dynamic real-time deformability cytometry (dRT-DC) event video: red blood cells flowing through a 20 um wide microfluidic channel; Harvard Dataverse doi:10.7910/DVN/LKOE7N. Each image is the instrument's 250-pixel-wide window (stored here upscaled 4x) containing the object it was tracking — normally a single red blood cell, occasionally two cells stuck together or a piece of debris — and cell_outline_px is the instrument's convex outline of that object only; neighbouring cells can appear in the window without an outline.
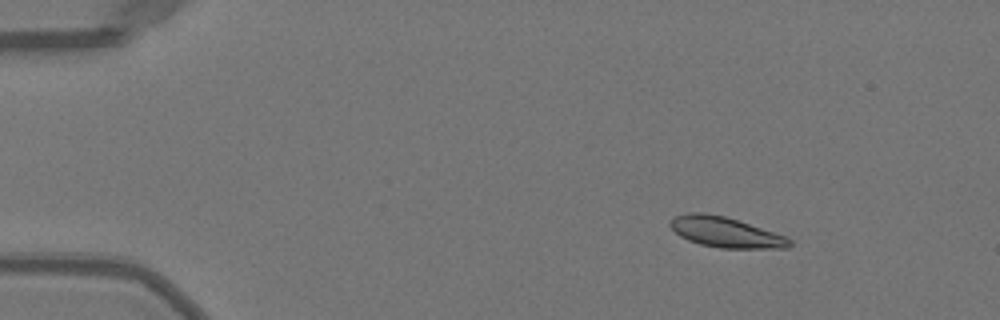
{"species": "Egyptian fruit bat (a non-hibernating species)", "species_latin": "Rousettus aegyptiacus", "temperature_condition": "warm", "stored_images_in_passage": 51, "camera_frame_rate_fps": 3000, "um_per_image_px": 0.085, "animal": {"sex": "female"}, "frame": {"image": 1, "passage_image": 7, "time_ms": 2.0, "image_size_px": [1000, 320], "cell_outline_px": [[792, 244], [788, 248], [720, 248], [700, 244], [688, 240], [680, 236], [668, 224], [668, 220], [672, 216], [688, 212], [704, 212], [724, 216], [784, 236], [792, 240]], "centroid_in_image_um": [61.59, 19.73], "position_along_channel_um": 23.4, "area_um2": 20.98}}
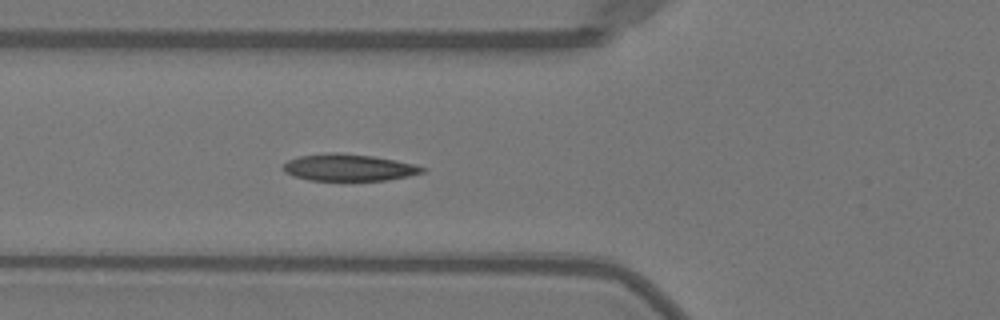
{"frame": {"image": 2, "passage_image": 19, "time_ms": 6.0, "image_size_px": [1000, 320], "cell_outline_px": [[428, 168], [424, 172], [408, 176], [388, 180], [308, 180], [292, 176], [284, 172], [280, 168], [288, 160], [300, 156], [324, 152], [336, 152], [372, 156], [412, 164]], "centroid_in_image_um": [29.58, 14.24], "position_along_channel_um": 96.2, "area_um2": 21.79}}
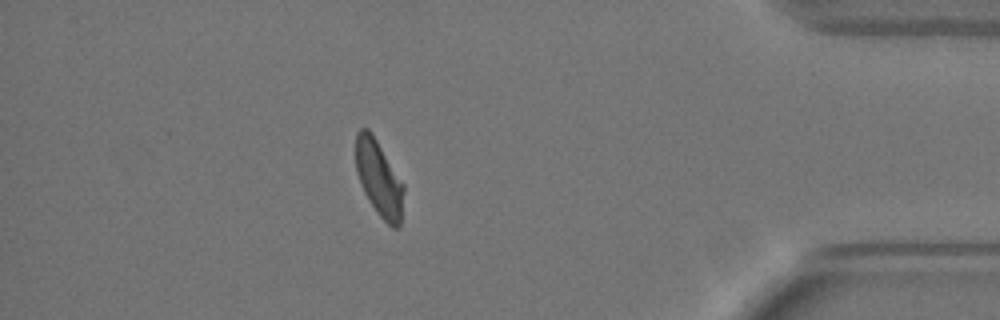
{"frame": {"image": 3, "passage_image": 45, "time_ms": 14.667, "image_size_px": [1000, 320], "cell_outline_px": [[404, 192], [400, 224], [396, 228], [392, 228], [376, 212], [364, 192], [360, 184], [356, 172], [356, 132], [360, 128], [368, 128], [372, 132], [404, 184]], "centroid_in_image_um": [32.2, 15.15], "position_along_channel_um": 403.0, "area_um2": 21.21}, "authors_computed_cell_mechanics": {"area_um2": 21.5016, "velocity_mm_per_s": 3.9933, "shape_relaxation_time_tau1_ms": 5.1683, "shape_relaxation_time_tau2_ms": 2.3266, "deformation_change_tau1": 0.1623, "deformation_change_tau2": 0.071}}